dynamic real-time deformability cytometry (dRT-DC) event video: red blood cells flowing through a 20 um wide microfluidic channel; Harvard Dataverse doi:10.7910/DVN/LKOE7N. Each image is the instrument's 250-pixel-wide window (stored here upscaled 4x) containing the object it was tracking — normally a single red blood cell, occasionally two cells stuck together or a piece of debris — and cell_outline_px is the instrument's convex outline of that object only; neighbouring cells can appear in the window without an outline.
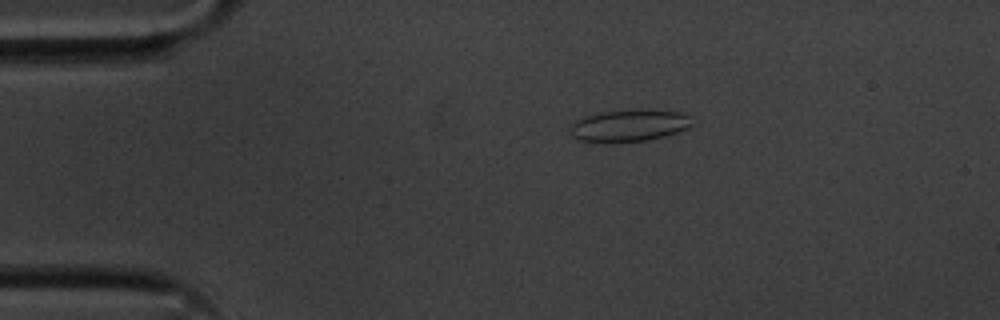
{"species": "common noctule bat (a hibernating species)", "species_latin": "Nyctalus noctula", "temperature_condition": "cold", "stored_images_in_passage": 47, "camera_frame_rate_fps": 3000, "um_per_image_px": 0.085, "animal": {"sex": "male", "body_mass_g": 20.1, "forearm_length_mm": 53.5}, "frame": {"image": 1, "passage_image": 2, "time_ms": 0.333, "image_size_px": [1000, 320], "cell_outline_px": [[696, 124], [688, 128], [664, 136], [648, 140], [580, 140], [572, 136], [572, 124], [576, 120], [584, 116], [600, 112], [680, 112], [688, 116]], "centroid_in_image_um": [53.51, 10.68], "position_along_channel_um": 31.5, "area_um2": 21.1}}
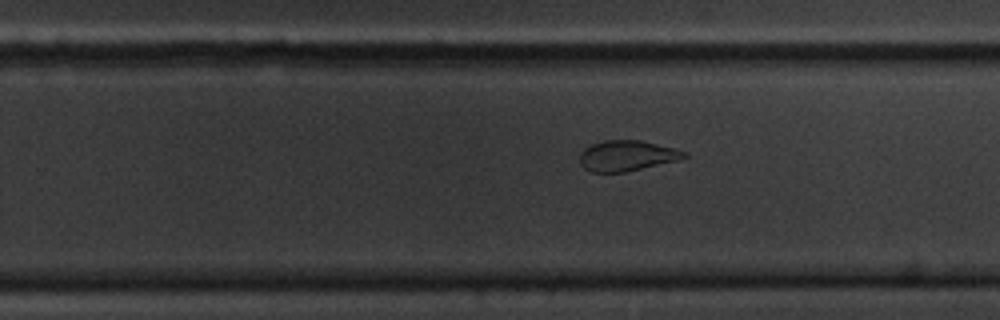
{"frame": {"image": 2, "passage_image": 26, "time_ms": 8.333, "image_size_px": [1000, 320], "cell_outline_px": [[688, 156], [676, 160], [624, 172], [592, 172], [584, 168], [580, 164], [580, 152], [584, 148], [592, 144], [604, 140], [640, 140], [688, 152]], "centroid_in_image_um": [53.24, 13.23], "position_along_channel_um": 276.6, "area_um2": 18.32}}
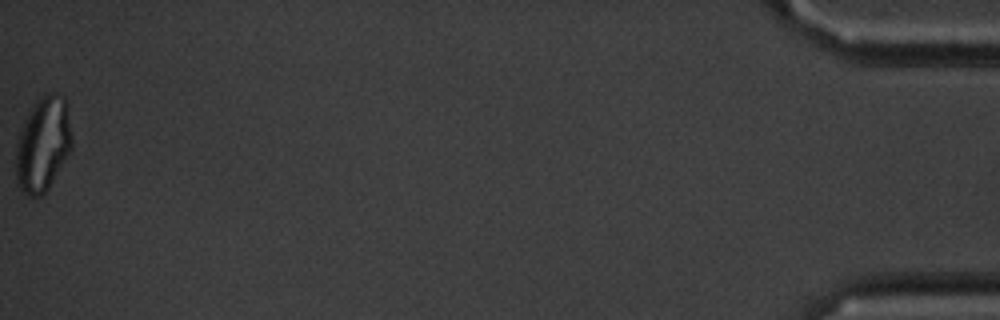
{"frame": {"image": 3, "passage_image": 47, "time_ms": 15.333, "image_size_px": [1000, 320], "cell_outline_px": [[72, 148], [48, 188], [40, 196], [28, 196], [16, 184], [16, 144], [20, 132], [28, 112], [36, 100], [40, 96], [48, 92], [56, 92], [64, 96], [68, 104], [72, 136]], "centroid_in_image_um": [3.67, 12.21], "position_along_channel_um": 431.5, "area_um2": 31.15}, "authors_computed_cell_mechanics": {"area_um2": 21.097, "velocity_mm_per_s": 3.6077, "shape_relaxation_time_tau1_ms": null, "shape_relaxation_time_tau2_ms": 1.351, "deformation_change_tau1": null, "deformation_change_tau2": 0.0885}}